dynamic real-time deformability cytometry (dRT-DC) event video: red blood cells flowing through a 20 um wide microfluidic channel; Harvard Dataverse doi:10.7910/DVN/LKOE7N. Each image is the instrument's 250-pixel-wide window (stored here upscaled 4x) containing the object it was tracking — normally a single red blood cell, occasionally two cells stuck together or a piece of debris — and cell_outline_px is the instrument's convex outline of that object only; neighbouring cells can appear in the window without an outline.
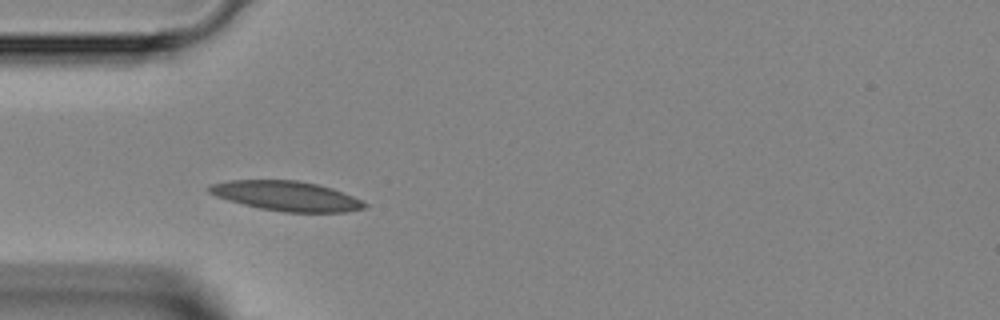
{"species": "Egyptian fruit bat (a non-hibernating species)", "species_latin": "Rousettus aegyptiacus", "temperature_condition": "room temperature", "stored_images_in_passage": 34, "camera_frame_rate_fps": 3000, "um_per_image_px": 0.085, "animal": {"sex": "female"}, "frame": {"image": 1, "passage_image": 1, "time_ms": 0.0, "image_size_px": [1000, 320], "cell_outline_px": [[368, 204], [364, 208], [344, 212], [284, 212], [260, 208], [228, 200], [216, 196], [208, 192], [208, 184], [228, 180], [296, 180], [316, 184], [332, 188], [352, 196]], "centroid_in_image_um": [24.31, 16.65], "position_along_channel_um": 60.7, "area_um2": 26.76}}
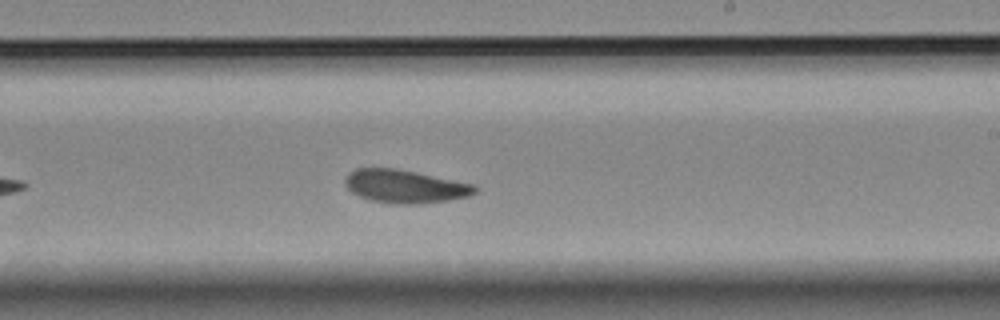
{"frame": {"image": 2, "passage_image": 15, "time_ms": 4.667, "image_size_px": [1000, 320], "cell_outline_px": [[476, 192], [468, 196], [448, 200], [424, 204], [392, 204], [368, 200], [352, 192], [344, 184], [344, 180], [348, 172], [356, 168], [396, 168], [476, 184]], "centroid_in_image_um": [34.41, 15.84], "position_along_channel_um": 254.6, "area_um2": 25.37}}
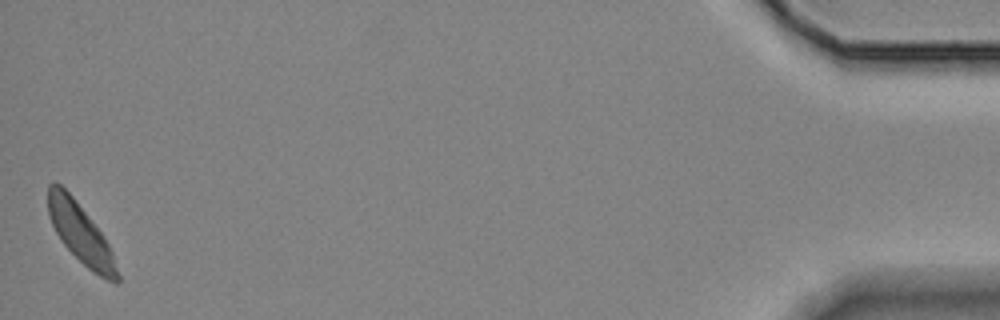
{"frame": {"image": 3, "passage_image": 34, "time_ms": 11.0, "image_size_px": [1000, 320], "cell_outline_px": [[120, 280], [116, 284], [92, 272], [64, 244], [56, 232], [48, 216], [48, 184], [60, 184], [72, 196], [100, 232], [108, 244], [112, 252], [120, 276]], "centroid_in_image_um": [6.85, 19.88], "position_along_channel_um": 428.3, "area_um2": 23.35}}